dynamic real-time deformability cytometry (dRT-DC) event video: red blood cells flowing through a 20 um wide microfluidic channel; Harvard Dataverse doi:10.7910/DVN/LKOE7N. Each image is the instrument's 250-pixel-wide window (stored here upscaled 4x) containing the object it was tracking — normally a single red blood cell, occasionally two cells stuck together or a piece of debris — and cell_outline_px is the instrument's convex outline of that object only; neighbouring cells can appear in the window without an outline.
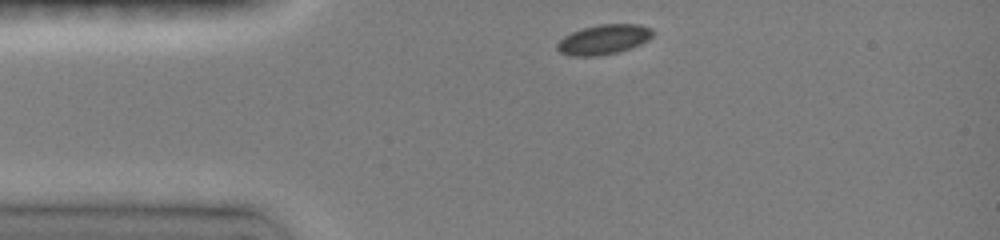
{"species": "common noctule bat (a hibernating species)", "species_latin": "Nyctalus noctula", "temperature_condition": "room temperature", "stored_images_in_passage": 5, "camera_frame_rate_fps": 3000, "um_per_image_px": 0.085, "animal": {"sex": "female", "body_mass_g": 19.0, "forearm_length_mm": 51.5}, "frame": {"image": 1, "passage_image": 1, "time_ms": 0.0, "image_size_px": [1000, 240], "cell_outline_px": [[652, 36], [648, 40], [640, 44], [616, 52], [596, 56], [568, 56], [560, 52], [556, 48], [556, 44], [564, 36], [572, 32], [584, 28], [600, 24], [640, 24], [652, 28]], "centroid_in_image_um": [51.29, 3.35], "position_along_channel_um": 33.7, "area_um2": 16.47}}
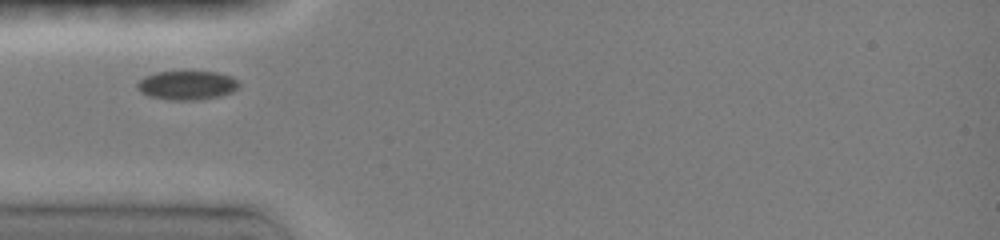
{"frame": {"image": 2, "passage_image": 4, "time_ms": 1.667, "image_size_px": [1000, 240], "cell_outline_px": [[240, 84], [232, 92], [220, 96], [196, 100], [172, 100], [148, 96], [140, 92], [136, 88], [136, 84], [144, 76], [156, 72], [216, 72], [232, 76]], "centroid_in_image_um": [15.87, 7.25], "position_along_channel_um": 69.1, "area_um2": 17.17}}